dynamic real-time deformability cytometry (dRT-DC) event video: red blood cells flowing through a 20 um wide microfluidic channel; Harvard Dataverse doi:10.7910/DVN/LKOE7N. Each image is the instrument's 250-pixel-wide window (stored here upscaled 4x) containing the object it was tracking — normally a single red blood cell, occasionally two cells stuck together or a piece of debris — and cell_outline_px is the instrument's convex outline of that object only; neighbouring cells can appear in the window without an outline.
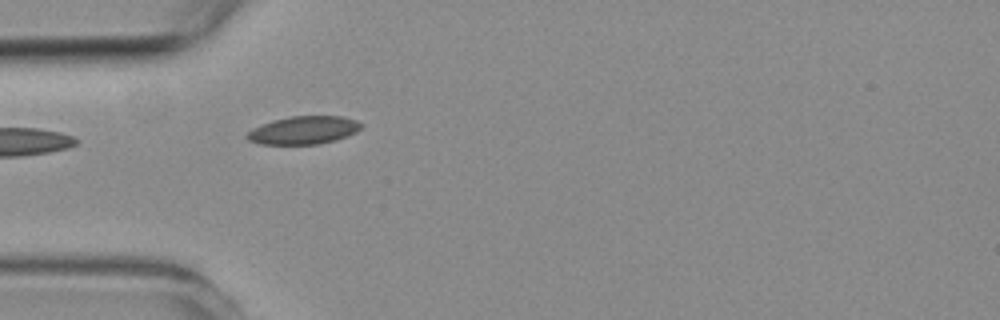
{"species": "common noctule bat (a hibernating species)", "species_latin": "Nyctalus noctula", "temperature_condition": "room temperature", "stored_images_in_passage": 3, "camera_frame_rate_fps": 3000, "um_per_image_px": 0.085, "animal": {"sex": "female", "body_mass_g": 19.3, "forearm_length_mm": 54.1}, "frame": {"image": 1, "passage_image": 3, "time_ms": 2.333, "image_size_px": [1000, 320], "cell_outline_px": [[364, 124], [356, 132], [348, 136], [336, 140], [320, 144], [260, 144], [248, 140], [244, 136], [252, 128], [276, 120], [292, 116], [344, 116], [356, 120]], "centroid_in_image_um": [25.84, 11.07], "position_along_channel_um": 59.2, "area_um2": 18.61}}